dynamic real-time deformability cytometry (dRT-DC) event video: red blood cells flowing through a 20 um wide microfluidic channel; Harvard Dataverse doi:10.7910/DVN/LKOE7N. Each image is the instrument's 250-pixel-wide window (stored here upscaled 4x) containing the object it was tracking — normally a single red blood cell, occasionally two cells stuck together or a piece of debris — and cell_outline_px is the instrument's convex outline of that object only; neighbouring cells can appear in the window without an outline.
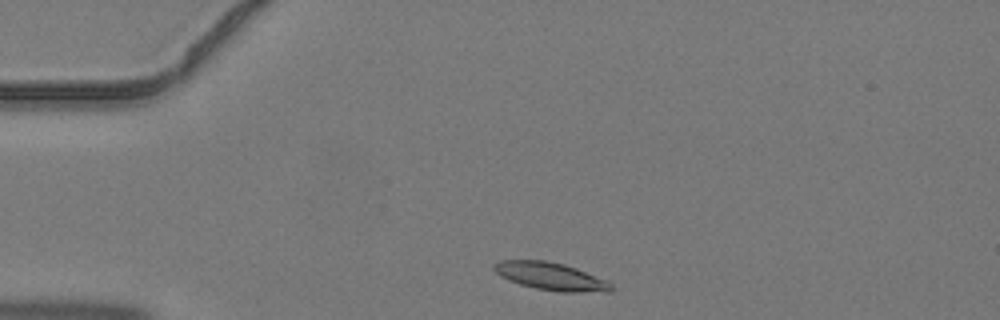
{"species": "common noctule bat (a hibernating species)", "species_latin": "Nyctalus noctula", "temperature_condition": "warm", "stored_images_in_passage": 2, "camera_frame_rate_fps": 3000, "um_per_image_px": 0.085, "animal": {"sex": "male", "body_mass_g": 19.2, "forearm_length_mm": 51.8}, "frame": {"image": 1, "passage_image": 1, "time_ms": 0.0, "image_size_px": [1000, 320], "cell_outline_px": [[612, 292], [560, 292], [536, 288], [520, 284], [508, 280], [500, 276], [492, 268], [492, 264], [500, 260], [544, 260], [564, 264], [576, 268], [608, 280], [612, 284]], "centroid_in_image_um": [46.83, 23.49], "position_along_channel_um": 38.2, "area_um2": 19.07}}